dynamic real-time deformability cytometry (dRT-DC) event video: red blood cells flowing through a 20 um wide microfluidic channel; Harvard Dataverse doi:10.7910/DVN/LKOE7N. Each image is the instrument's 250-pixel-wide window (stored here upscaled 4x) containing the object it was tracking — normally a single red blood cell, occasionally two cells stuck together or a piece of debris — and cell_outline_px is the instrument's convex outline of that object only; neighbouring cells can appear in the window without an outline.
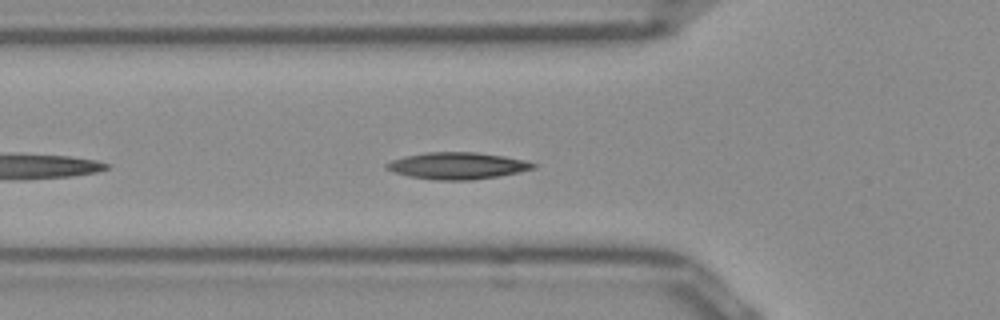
{"species": "Egyptian fruit bat (a non-hibernating species)", "species_latin": "Rousettus aegyptiacus", "temperature_condition": "room temperature", "stored_images_in_passage": 26, "camera_frame_rate_fps": 3000, "um_per_image_px": 0.085, "frame": {"image": 1, "passage_image": 5, "time_ms": 1.333, "image_size_px": [1000, 320], "cell_outline_px": [[536, 168], [496, 176], [472, 180], [436, 180], [408, 176], [392, 172], [384, 168], [384, 164], [392, 160], [404, 156], [424, 152], [476, 152], [504, 156], [524, 160], [536, 164]], "centroid_in_image_um": [38.8, 14.08], "position_along_channel_um": 87.0, "area_um2": 22.89}}
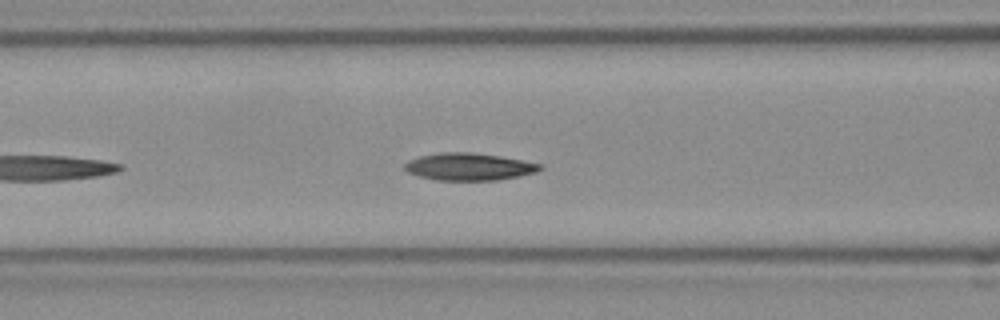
{"frame": {"image": 2, "passage_image": 8, "time_ms": 2.333, "image_size_px": [1000, 320], "cell_outline_px": [[544, 168], [536, 172], [496, 180], [436, 180], [420, 176], [408, 172], [404, 168], [404, 164], [408, 160], [420, 156], [440, 152], [472, 152], [544, 164]], "centroid_in_image_um": [39.85, 14.16], "position_along_channel_um": 126.8, "area_um2": 21.33}}
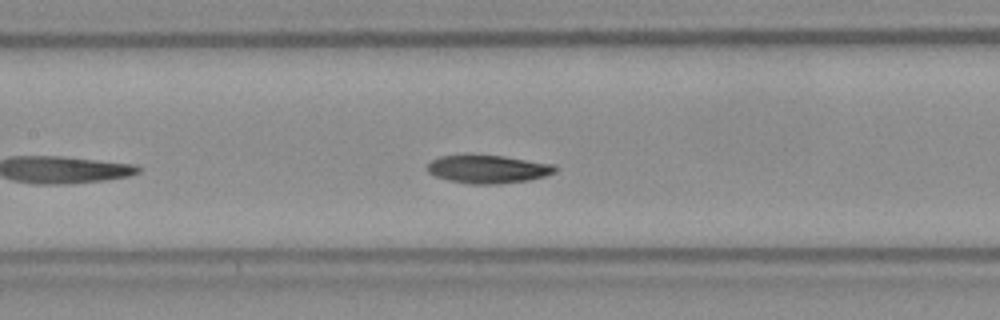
{"frame": {"image": 3, "passage_image": 11, "time_ms": 3.333, "image_size_px": [1000, 320], "cell_outline_px": [[560, 168], [556, 172], [544, 176], [528, 180], [500, 184], [468, 184], [448, 180], [436, 176], [428, 172], [428, 164], [432, 160], [440, 156], [504, 156], [556, 164]], "centroid_in_image_um": [41.55, 14.39], "position_along_channel_um": 165.8, "area_um2": 20.87}}